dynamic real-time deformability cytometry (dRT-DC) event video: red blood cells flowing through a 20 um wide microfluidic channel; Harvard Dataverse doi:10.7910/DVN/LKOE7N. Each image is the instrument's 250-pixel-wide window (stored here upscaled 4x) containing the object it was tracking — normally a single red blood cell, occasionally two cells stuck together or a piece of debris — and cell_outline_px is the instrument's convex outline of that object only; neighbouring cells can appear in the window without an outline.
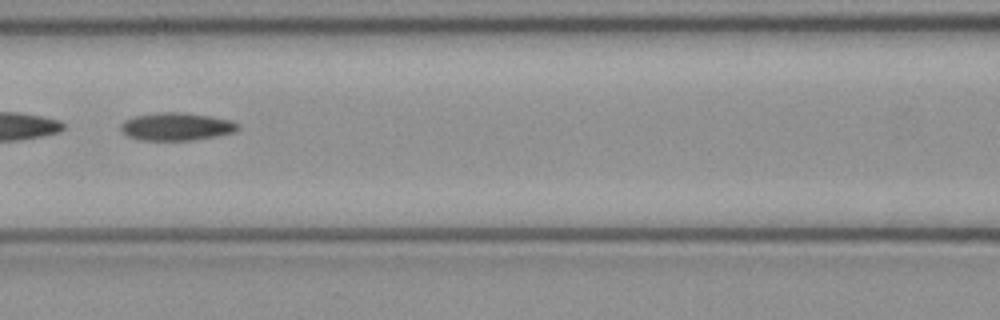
{"species": "common noctule bat (a hibernating species)", "species_latin": "Nyctalus noctula", "temperature_condition": "cold", "stored_images_in_passage": 6, "camera_frame_rate_fps": 3000, "um_per_image_px": 0.085, "animal": {"sex": "female", "body_mass_g": 21.9}, "frame": {"image": 1, "passage_image": 6, "time_ms": 1.667, "image_size_px": [1000, 320], "cell_outline_px": [[240, 128], [236, 132], [216, 136], [192, 140], [140, 140], [128, 136], [120, 128], [120, 124], [124, 120], [136, 116], [156, 112], [180, 112], [212, 116], [232, 120], [240, 124]], "centroid_in_image_um": [15.04, 10.75], "position_along_channel_um": 151.6, "area_um2": 19.13}}